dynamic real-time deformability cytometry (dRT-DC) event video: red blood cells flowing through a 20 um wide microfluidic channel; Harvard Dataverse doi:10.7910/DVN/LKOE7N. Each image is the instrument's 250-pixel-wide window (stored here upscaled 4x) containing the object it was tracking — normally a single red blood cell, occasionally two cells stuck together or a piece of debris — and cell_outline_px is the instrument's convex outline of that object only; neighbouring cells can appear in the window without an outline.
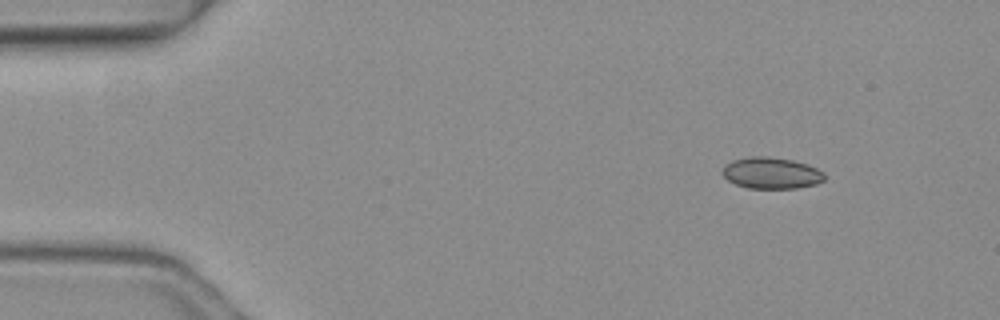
{"species": "common noctule bat (a hibernating species)", "species_latin": "Nyctalus noctula", "temperature_condition": "warm", "stored_images_in_passage": 4, "camera_frame_rate_fps": 3000, "um_per_image_px": 0.085, "animal": {"sex": "female", "body_mass_g": 19.3, "forearm_length_mm": 54.1}, "frame": {"image": 1, "passage_image": 1, "time_ms": 0.0, "image_size_px": [1000, 320], "cell_outline_px": [[824, 180], [816, 184], [796, 188], [748, 188], [736, 184], [728, 180], [720, 172], [724, 164], [732, 160], [748, 156], [768, 156], [792, 160], [808, 164], [824, 172]], "centroid_in_image_um": [65.53, 14.69], "position_along_channel_um": 19.5, "area_um2": 18.84}}
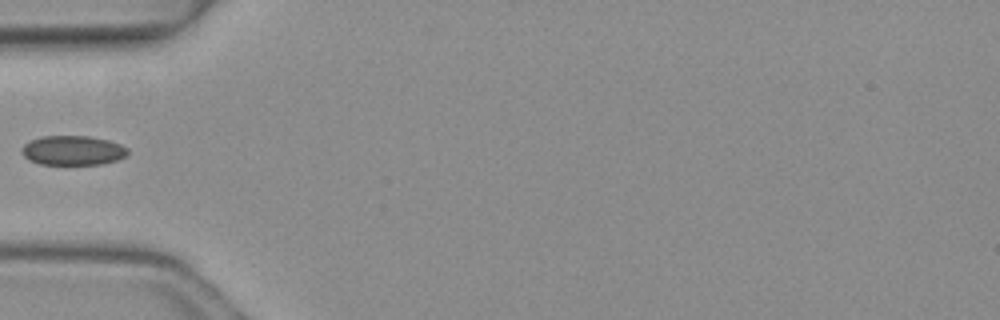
{"frame": {"image": 2, "passage_image": 4, "time_ms": 1.0, "image_size_px": [1000, 320], "cell_outline_px": [[128, 152], [124, 156], [116, 160], [104, 164], [40, 164], [28, 160], [20, 152], [20, 148], [28, 140], [40, 136], [88, 136], [108, 140], [120, 144], [128, 148]], "centroid_in_image_um": [6.13, 12.78], "position_along_channel_um": 78.9, "area_um2": 18.38}}